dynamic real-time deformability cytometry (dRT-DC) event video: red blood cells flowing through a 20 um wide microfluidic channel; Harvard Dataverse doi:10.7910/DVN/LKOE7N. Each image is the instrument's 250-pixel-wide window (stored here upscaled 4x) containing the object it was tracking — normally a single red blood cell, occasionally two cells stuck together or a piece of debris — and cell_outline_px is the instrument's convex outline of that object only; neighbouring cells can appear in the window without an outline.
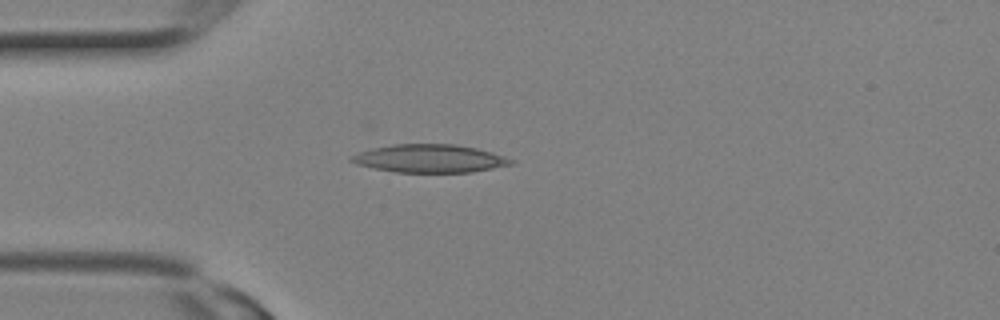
{"species": "Egyptian fruit bat (a non-hibernating species)", "species_latin": "Rousettus aegyptiacus", "temperature_condition": "room temperature", "stored_images_in_passage": 1, "camera_frame_rate_fps": 3000, "um_per_image_px": 0.085, "animal": {"sex": "female"}, "frame": {"image": 1, "passage_image": 1, "time_ms": 0.0, "image_size_px": [1000, 320], "cell_outline_px": [[516, 160], [512, 164], [472, 172], [396, 172], [356, 164], [348, 160], [348, 156], [360, 152], [392, 144], [456, 144], [476, 148], [492, 152]], "centroid_in_image_um": [36.53, 13.47], "position_along_channel_um": 48.5, "area_um2": 25.95}}